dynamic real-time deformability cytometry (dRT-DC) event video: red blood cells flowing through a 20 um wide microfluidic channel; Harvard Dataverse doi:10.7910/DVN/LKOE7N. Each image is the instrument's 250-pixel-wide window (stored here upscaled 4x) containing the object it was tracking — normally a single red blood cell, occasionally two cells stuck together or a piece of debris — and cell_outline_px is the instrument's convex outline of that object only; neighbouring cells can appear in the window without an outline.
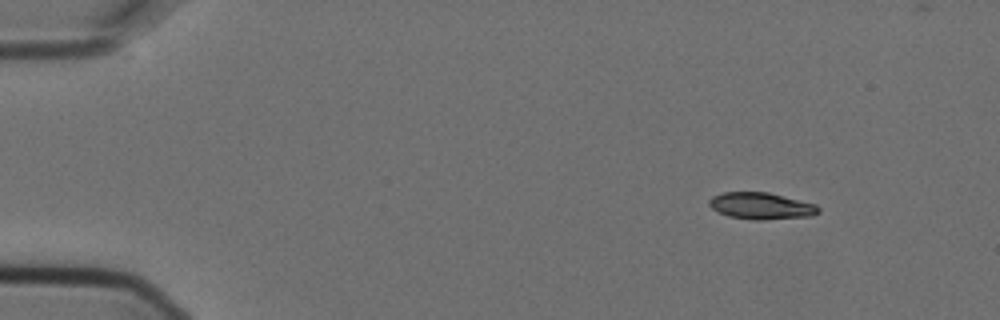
{"species": "Egyptian fruit bat (a non-hibernating species)", "species_latin": "Rousettus aegyptiacus", "temperature_condition": "cold", "stored_images_in_passage": 4, "camera_frame_rate_fps": 3000, "um_per_image_px": 0.085, "animal": {"sex": "female"}, "frame": {"image": 1, "passage_image": 1, "time_ms": 0.0, "image_size_px": [1000, 320], "cell_outline_px": [[820, 212], [812, 216], [764, 220], [752, 220], [728, 216], [712, 208], [708, 204], [708, 200], [712, 196], [724, 192], [768, 192], [816, 204], [820, 208]], "centroid_in_image_um": [64.71, 17.51], "position_along_channel_um": 20.3, "area_um2": 17.11}}